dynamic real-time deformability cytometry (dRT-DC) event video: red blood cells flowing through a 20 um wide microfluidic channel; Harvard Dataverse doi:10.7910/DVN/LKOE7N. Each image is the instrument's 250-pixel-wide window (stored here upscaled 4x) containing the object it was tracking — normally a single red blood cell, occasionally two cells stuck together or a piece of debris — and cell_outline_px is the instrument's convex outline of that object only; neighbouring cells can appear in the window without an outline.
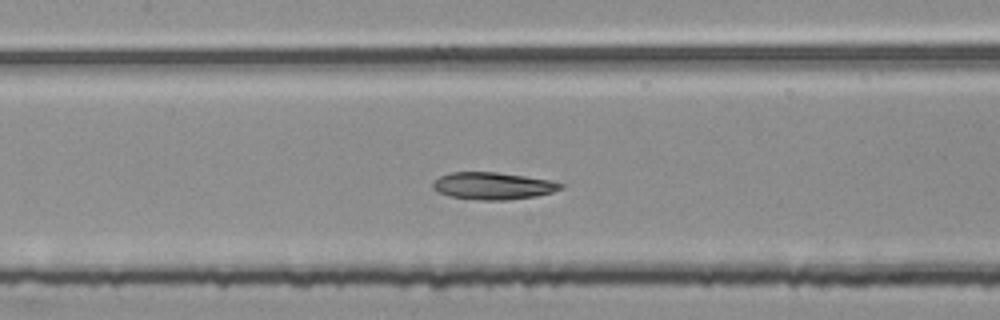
{"species": "common noctule bat (a hibernating species)", "species_latin": "Nyctalus noctula", "temperature_condition": "room temperature", "stored_images_in_passage": 51, "segment_of_instrument_passage": [2, 2], "camera_frame_rate_fps": 3000, "um_per_image_px": 0.085, "animal": {"sex": "female", "body_mass_g": 25.1}, "frame": {"image": 1, "passage_image": 25, "time_ms": 8.0, "image_size_px": [1000, 320], "cell_outline_px": [[564, 188], [552, 192], [536, 196], [508, 200], [480, 200], [448, 196], [432, 188], [432, 184], [440, 176], [452, 172], [496, 172], [552, 180], [564, 184]], "centroid_in_image_um": [41.93, 15.8], "position_along_channel_um": 165.5, "area_um2": 20.23}}
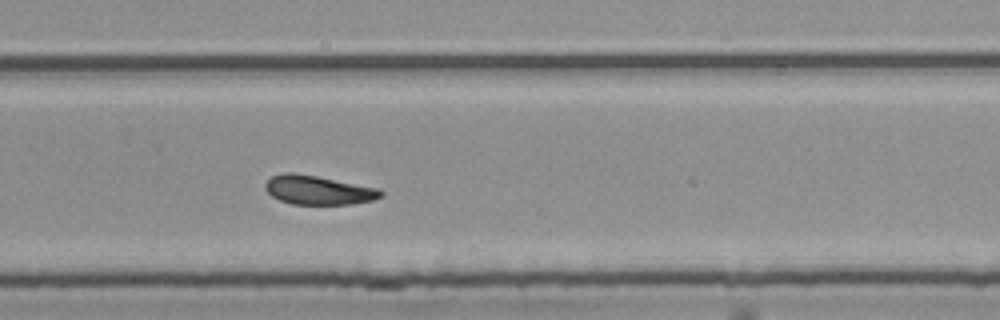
{"frame": {"image": 2, "passage_image": 36, "time_ms": 11.667, "image_size_px": [1000, 320], "cell_outline_px": [[384, 196], [372, 200], [352, 204], [292, 204], [280, 200], [272, 196], [264, 188], [264, 184], [272, 176], [284, 172], [292, 172], [316, 176], [380, 188], [384, 192]], "centroid_in_image_um": [27.07, 16.15], "position_along_channel_um": 302.7, "area_um2": 19.59}}
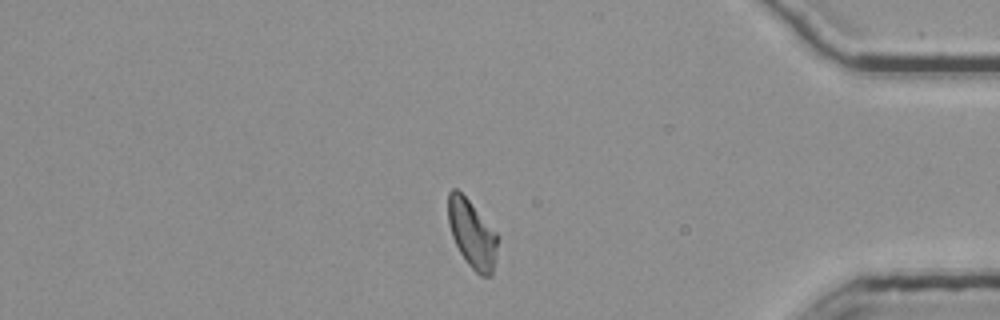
{"frame": {"image": 3, "passage_image": 46, "time_ms": 15.0, "image_size_px": [1000, 320], "cell_outline_px": [[496, 256], [492, 276], [480, 276], [468, 264], [460, 252], [452, 236], [448, 224], [448, 192], [452, 188], [456, 188], [468, 200], [496, 232]], "centroid_in_image_um": [40.1, 19.89], "position_along_channel_um": 395.1, "area_um2": 19.25}}